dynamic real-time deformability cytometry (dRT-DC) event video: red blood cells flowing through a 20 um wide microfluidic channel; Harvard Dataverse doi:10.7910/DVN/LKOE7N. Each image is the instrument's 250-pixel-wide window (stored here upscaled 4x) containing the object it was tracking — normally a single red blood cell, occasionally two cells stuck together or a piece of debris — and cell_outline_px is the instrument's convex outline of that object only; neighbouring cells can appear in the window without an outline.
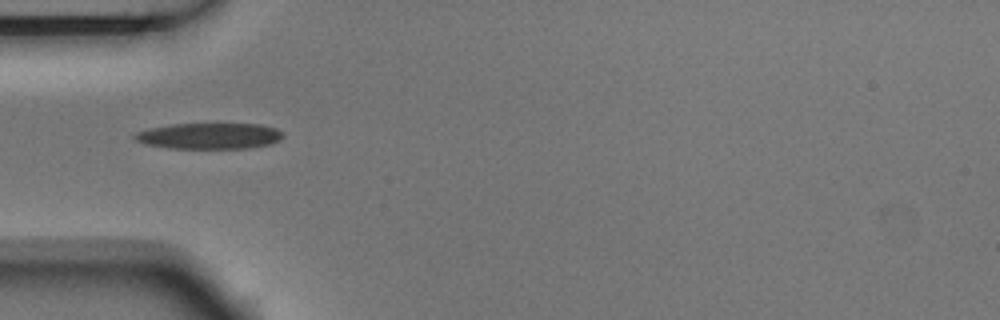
{"species": "Egyptian fruit bat (a non-hibernating species)", "species_latin": "Rousettus aegyptiacus", "temperature_condition": "room temperature", "stored_images_in_passage": 3, "camera_frame_rate_fps": 3000, "um_per_image_px": 0.085, "animal": {"sex": "male"}, "frame": {"image": 1, "passage_image": 1, "time_ms": 0.0, "image_size_px": [1000, 320], "cell_outline_px": [[284, 136], [280, 140], [268, 144], [248, 148], [168, 148], [144, 144], [132, 140], [132, 136], [136, 132], [152, 128], [172, 124], [260, 124], [276, 128], [284, 132]], "centroid_in_image_um": [17.78, 11.56], "position_along_channel_um": 67.2, "area_um2": 22.54}}
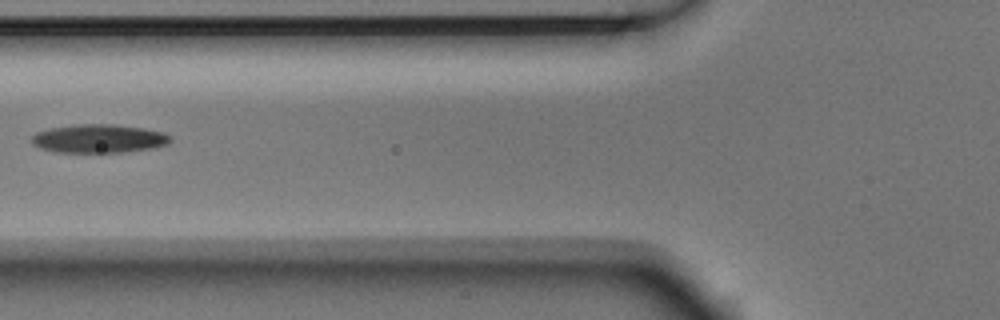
{"frame": {"image": 2, "passage_image": 2, "time_ms": 0.333, "image_size_px": [1000, 320], "cell_outline_px": [[172, 140], [168, 144], [152, 148], [124, 152], [56, 152], [40, 148], [32, 144], [32, 136], [36, 132], [48, 128], [76, 124], [112, 124], [144, 128], [164, 132], [172, 136]], "centroid_in_image_um": [8.41, 11.77], "position_along_channel_um": 117.4, "area_um2": 23.24}}
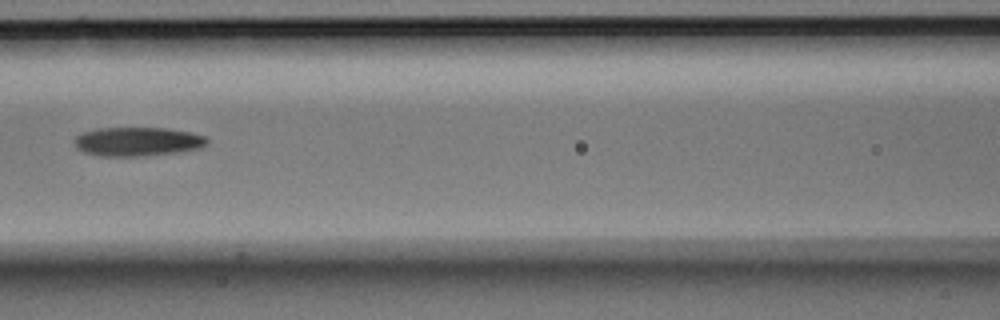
{"frame": {"image": 3, "passage_image": 3, "time_ms": 0.667, "image_size_px": [1000, 320], "cell_outline_px": [[208, 144], [200, 148], [176, 152], [144, 156], [100, 156], [84, 152], [76, 148], [76, 136], [84, 132], [96, 128], [168, 128], [192, 132], [204, 136], [208, 140]], "centroid_in_image_um": [11.71, 12.03], "position_along_channel_um": 154.9, "area_um2": 22.37}}